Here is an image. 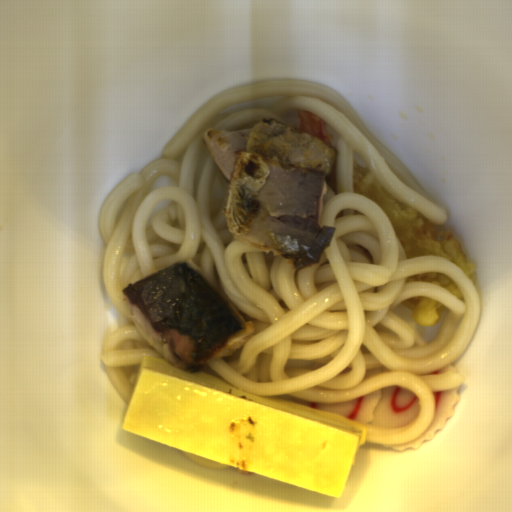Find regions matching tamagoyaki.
Here are the masks:
<instances>
[{"mask_svg":"<svg viewBox=\"0 0 512 512\" xmlns=\"http://www.w3.org/2000/svg\"><path fill=\"white\" fill-rule=\"evenodd\" d=\"M121 430L341 498L367 427L144 356Z\"/></svg>","mask_w":512,"mask_h":512,"instance_id":"obj_1","label":"tamagoyaki"}]
</instances>
